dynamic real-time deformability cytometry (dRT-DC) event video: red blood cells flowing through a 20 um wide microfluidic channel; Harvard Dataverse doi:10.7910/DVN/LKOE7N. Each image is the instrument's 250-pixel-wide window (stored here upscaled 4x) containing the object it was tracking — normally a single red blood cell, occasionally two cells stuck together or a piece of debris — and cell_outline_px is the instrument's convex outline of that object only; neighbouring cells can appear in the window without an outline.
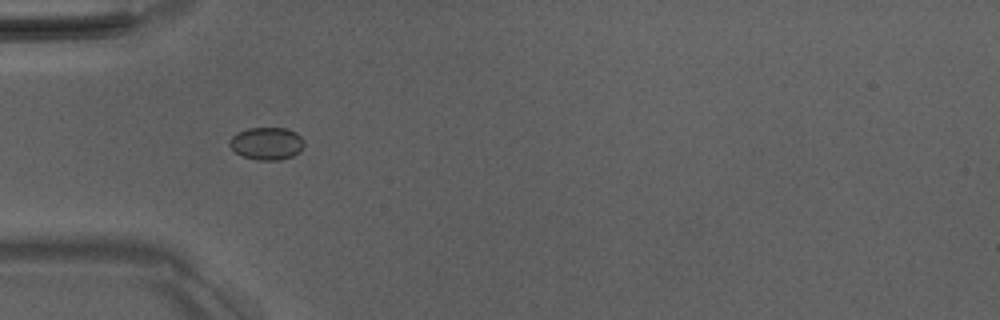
{"species": "Egyptian fruit bat (a non-hibernating species)", "species_latin": "Rousettus aegyptiacus", "temperature_condition": "room temperature", "stored_images_in_passage": 42, "camera_frame_rate_fps": 3000, "um_per_image_px": 0.085, "animal": {"sex": "male"}, "frame": {"image": 1, "passage_image": 7, "time_ms": 2.0, "image_size_px": [1000, 320], "cell_outline_px": [[304, 144], [300, 152], [292, 156], [280, 160], [256, 160], [244, 156], [236, 152], [228, 144], [228, 140], [236, 132], [248, 128], [288, 128], [296, 132], [304, 140]], "centroid_in_image_um": [22.67, 12.19], "position_along_channel_um": 62.3, "area_um2": 14.28}}
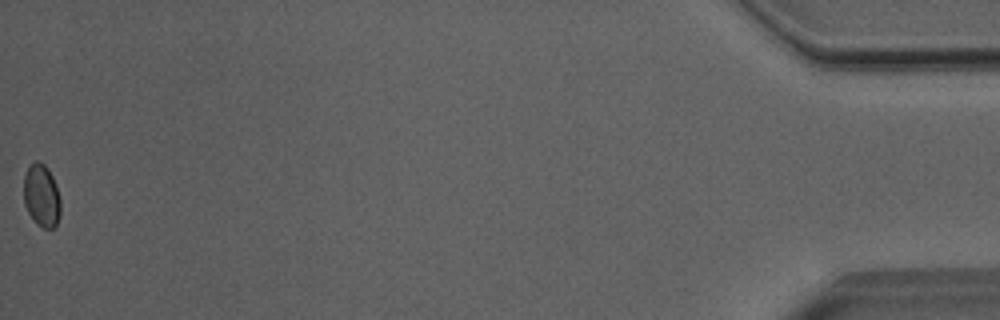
{"frame": {"image": 2, "passage_image": 42, "time_ms": 13.667, "image_size_px": [1000, 320], "cell_outline_px": [[60, 212], [56, 224], [52, 228], [44, 228], [36, 224], [28, 212], [24, 204], [24, 176], [28, 168], [36, 160], [40, 160], [48, 168], [52, 176], [60, 200]], "centroid_in_image_um": [3.52, 16.62], "position_along_channel_um": 431.7, "area_um2": 13.29}}